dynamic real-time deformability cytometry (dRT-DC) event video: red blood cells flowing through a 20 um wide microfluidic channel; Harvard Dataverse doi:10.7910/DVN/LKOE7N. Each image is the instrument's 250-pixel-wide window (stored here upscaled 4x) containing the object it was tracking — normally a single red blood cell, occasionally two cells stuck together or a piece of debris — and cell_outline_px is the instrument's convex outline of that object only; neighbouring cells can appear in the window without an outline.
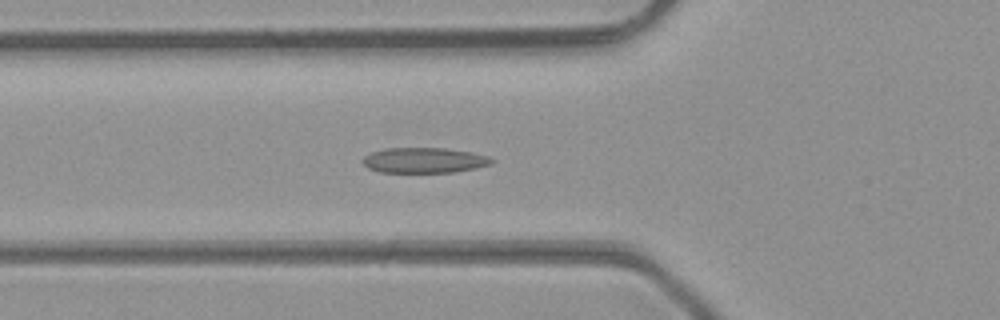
{"species": "common noctule bat (a hibernating species)", "species_latin": "Nyctalus noctula", "temperature_condition": "room temperature", "stored_images_in_passage": 47, "camera_frame_rate_fps": 3000, "um_per_image_px": 0.085, "animal": {"sex": "male", "body_mass_g": 23.1, "forearm_length_mm": 52.7}, "frame": {"image": 1, "passage_image": 17, "time_ms": 5.333, "image_size_px": [1000, 320], "cell_outline_px": [[496, 160], [492, 164], [476, 168], [456, 172], [380, 172], [368, 168], [360, 160], [364, 156], [372, 152], [384, 148], [444, 148], [468, 152], [488, 156]], "centroid_in_image_um": [36.05, 13.63], "position_along_channel_um": 89.8, "area_um2": 19.07}}
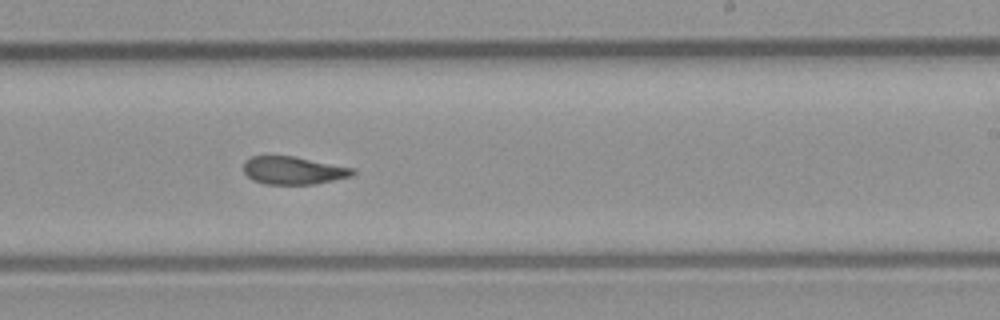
{"frame": {"image": 2, "passage_image": 29, "time_ms": 9.333, "image_size_px": [1000, 320], "cell_outline_px": [[356, 172], [352, 176], [312, 184], [264, 184], [252, 180], [244, 172], [244, 160], [252, 156], [292, 156], [356, 168]], "centroid_in_image_um": [24.93, 14.48], "position_along_channel_um": 264.1, "area_um2": 17.69}}
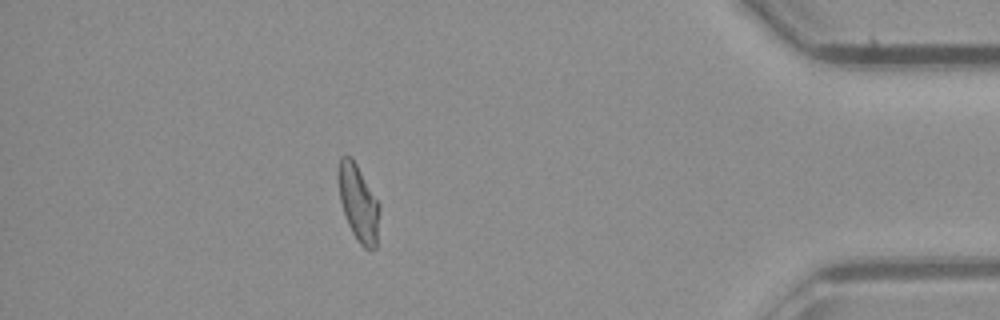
{"frame": {"image": 3, "passage_image": 42, "time_ms": 13.667, "image_size_px": [1000, 320], "cell_outline_px": [[380, 208], [376, 248], [364, 248], [360, 244], [352, 232], [348, 224], [340, 200], [336, 176], [340, 156], [352, 156], [380, 204]], "centroid_in_image_um": [30.45, 17.2], "position_along_channel_um": 404.8, "area_um2": 18.5}, "authors_computed_cell_mechanics": {"area_um2": 18.8428, "velocity_mm_per_s": 4.342, "shape_relaxation_time_tau1_ms": 9.3265, "shape_relaxation_time_tau2_ms": 2.0451, "deformation_change_tau1": 0.2129, "deformation_change_tau2": 0.0976}}